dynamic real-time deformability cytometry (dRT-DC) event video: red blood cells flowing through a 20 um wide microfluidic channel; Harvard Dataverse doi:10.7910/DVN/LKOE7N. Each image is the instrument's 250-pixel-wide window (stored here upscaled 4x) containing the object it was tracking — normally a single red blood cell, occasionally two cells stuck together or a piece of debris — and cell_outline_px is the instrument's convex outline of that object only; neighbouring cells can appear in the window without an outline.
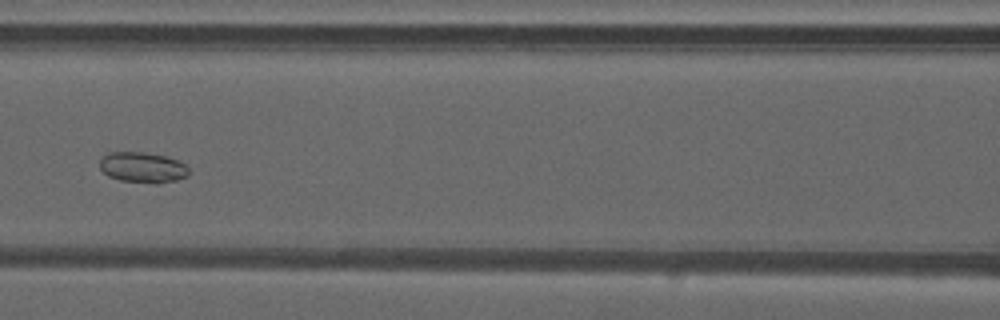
{"species": "common noctule bat (a hibernating species)", "species_latin": "Nyctalus noctula", "temperature_condition": "warm", "stored_images_in_passage": 41, "camera_frame_rate_fps": 3000, "um_per_image_px": 0.085, "animal": {"sex": "male", "forearm_length_mm": 52.5}, "frame": {"image": 1, "passage_image": 14, "time_ms": 4.333, "image_size_px": [1000, 320], "cell_outline_px": [[188, 176], [176, 180], [156, 184], [120, 180], [108, 176], [100, 168], [100, 160], [108, 152], [144, 152], [164, 156], [176, 160], [184, 164], [188, 168]], "centroid_in_image_um": [12.11, 14.24], "position_along_channel_um": 154.5, "area_um2": 15.78}}
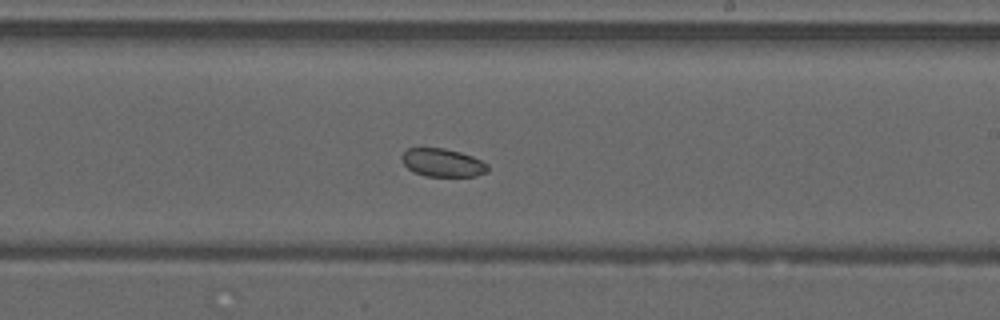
{"frame": {"image": 2, "passage_image": 21, "time_ms": 6.667, "image_size_px": [1000, 320], "cell_outline_px": [[488, 172], [476, 176], [424, 176], [412, 172], [400, 160], [400, 156], [408, 148], [444, 148], [460, 152], [472, 156], [488, 164]], "centroid_in_image_um": [37.6, 13.83], "position_along_channel_um": 251.4, "area_um2": 14.22}}
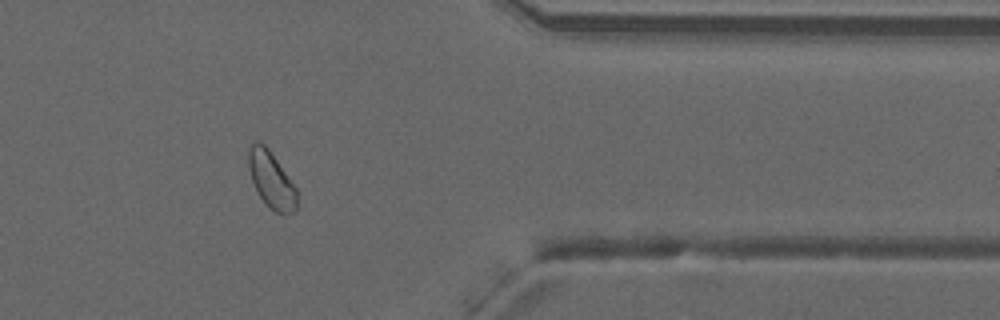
{"frame": {"image": 3, "passage_image": 32, "time_ms": 10.333, "image_size_px": [1000, 320], "cell_outline_px": [[296, 212], [276, 212], [264, 204], [252, 180], [248, 168], [248, 148], [252, 140], [260, 140], [268, 148], [296, 188]], "centroid_in_image_um": [23.02, 15.23], "position_along_channel_um": 388.4, "area_um2": 15.78}, "authors_computed_cell_mechanics": {"area_um2": 16.4152, "velocity_mm_per_s": 4.1822, "shape_relaxation_time_tau1_ms": 0.0705, "shape_relaxation_time_tau2_ms": null, "deformation_change_tau1": 0.0003, "deformation_change_tau2": null}}